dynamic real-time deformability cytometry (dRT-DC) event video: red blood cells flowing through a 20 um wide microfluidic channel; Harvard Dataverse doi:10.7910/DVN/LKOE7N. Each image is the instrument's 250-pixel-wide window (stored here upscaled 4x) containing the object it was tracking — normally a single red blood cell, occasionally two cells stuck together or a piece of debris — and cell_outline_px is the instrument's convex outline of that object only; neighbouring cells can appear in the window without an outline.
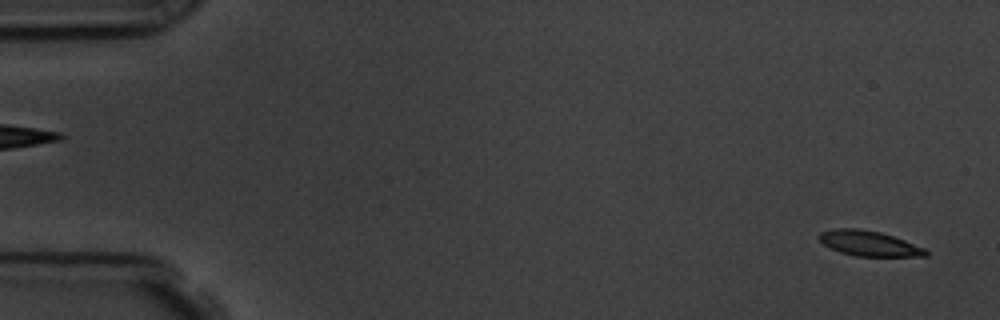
{"species": "common noctule bat (a hibernating species)", "species_latin": "Nyctalus noctula", "temperature_condition": "room temperature", "stored_images_in_passage": 56, "camera_frame_rate_fps": 3000, "um_per_image_px": 0.085, "animal": {"sex": "male", "body_mass_g": 19.5, "forearm_length_mm": 54.6}, "frame": {"image": 1, "passage_image": 2, "time_ms": 0.333, "image_size_px": [1000, 320], "cell_outline_px": [[928, 256], [856, 256], [840, 252], [824, 244], [816, 236], [820, 232], [832, 228], [860, 228], [880, 232], [904, 240], [924, 248], [928, 252]], "centroid_in_image_um": [73.83, 20.67], "position_along_channel_um": 11.2, "area_um2": 15.61}}
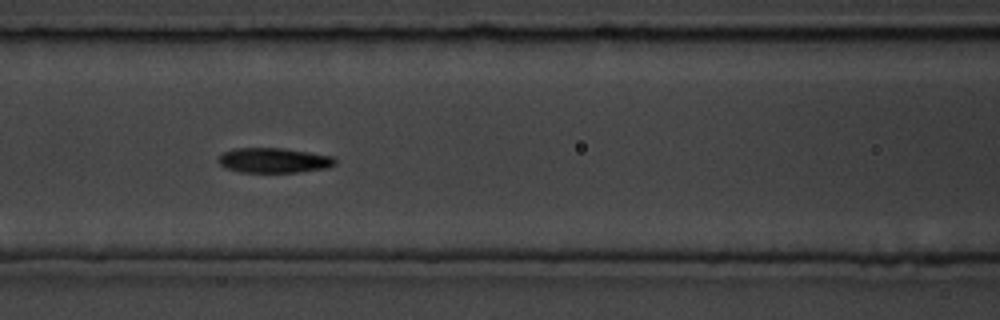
{"frame": {"image": 2, "passage_image": 24, "time_ms": 7.667, "image_size_px": [1000, 320], "cell_outline_px": [[336, 164], [328, 168], [296, 172], [240, 172], [224, 168], [216, 160], [224, 152], [236, 148], [280, 148], [308, 152], [332, 156], [336, 160]], "centroid_in_image_um": [23.26, 13.63], "position_along_channel_um": 143.3, "area_um2": 16.94}}
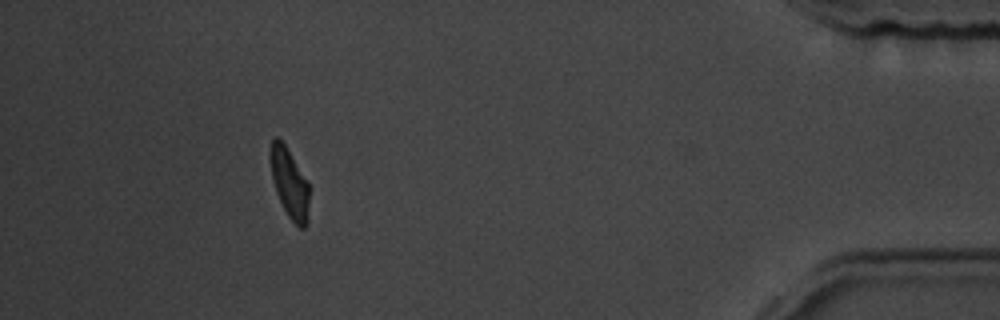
{"frame": {"image": 3, "passage_image": 51, "time_ms": 16.667, "image_size_px": [1000, 320], "cell_outline_px": [[308, 224], [304, 228], [300, 228], [288, 216], [276, 192], [272, 180], [268, 156], [268, 152], [272, 140], [276, 136], [284, 144], [308, 184]], "centroid_in_image_um": [24.56, 15.57], "position_along_channel_um": 410.6, "area_um2": 15.55}, "authors_computed_cell_mechanics": {"area_um2": 16.762, "velocity_mm_per_s": 3.6253, "shape_relaxation_time_tau1_ms": 3.8518, "shape_relaxation_time_tau2_ms": 3.602, "deformation_change_tau1": 0.1406, "deformation_change_tau2": 0.0752}}